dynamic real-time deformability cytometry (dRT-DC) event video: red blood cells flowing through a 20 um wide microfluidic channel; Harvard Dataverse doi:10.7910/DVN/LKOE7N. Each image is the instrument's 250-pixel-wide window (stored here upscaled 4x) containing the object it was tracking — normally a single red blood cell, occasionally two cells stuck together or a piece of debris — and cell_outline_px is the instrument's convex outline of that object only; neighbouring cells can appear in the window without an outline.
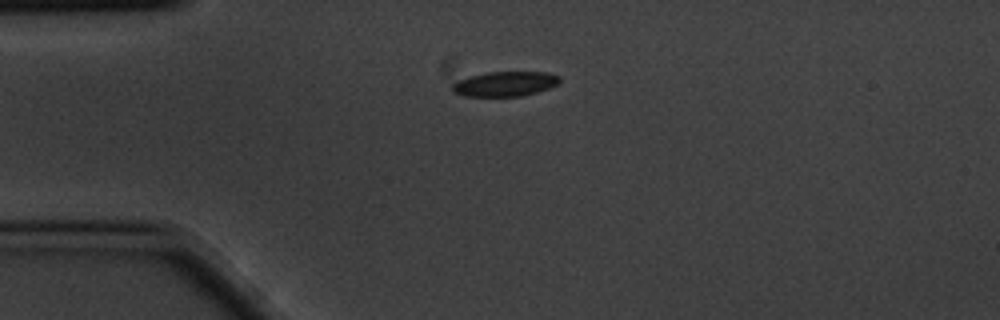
{"species": "common noctule bat (a hibernating species)", "species_latin": "Nyctalus noctula", "temperature_condition": "cold", "stored_images_in_passage": 2, "camera_frame_rate_fps": 3000, "um_per_image_px": 0.085, "animal": {"sex": "male", "body_mass_g": 20.1, "forearm_length_mm": 53.5}, "frame": {"image": 1, "passage_image": 1, "time_ms": 0.0, "image_size_px": [1000, 320], "cell_outline_px": [[560, 80], [556, 84], [548, 88], [536, 92], [520, 96], [464, 96], [452, 92], [452, 84], [460, 80], [484, 72], [548, 72], [560, 76]], "centroid_in_image_um": [42.91, 7.13], "position_along_channel_um": 42.1, "area_um2": 15.37}}